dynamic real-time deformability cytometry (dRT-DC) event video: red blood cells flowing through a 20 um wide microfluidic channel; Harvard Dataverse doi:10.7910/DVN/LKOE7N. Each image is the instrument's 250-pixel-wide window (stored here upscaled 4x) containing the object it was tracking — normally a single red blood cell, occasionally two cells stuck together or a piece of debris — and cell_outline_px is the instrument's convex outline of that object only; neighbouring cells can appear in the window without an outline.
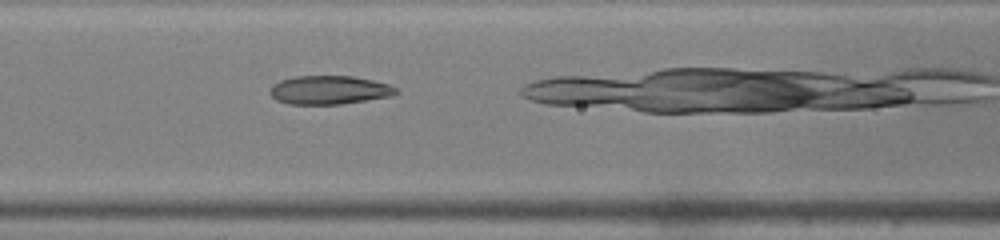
{"species": "common noctule bat (a hibernating species)", "species_latin": "Nyctalus noctula", "temperature_condition": "warm", "stored_images_in_passage": 34, "camera_frame_rate_fps": 3000, "um_per_image_px": 0.085, "animal": {"sex": "male", "body_mass_g": 19.0, "forearm_length_mm": 50.8}, "frame": {"image": 1, "passage_image": 17, "time_ms": 5.333, "image_size_px": [1000, 240], "cell_outline_px": [[396, 92], [392, 96], [340, 104], [288, 104], [276, 100], [268, 92], [272, 84], [280, 80], [296, 76], [352, 76], [372, 80], [388, 84], [396, 88]], "centroid_in_image_um": [27.93, 7.65], "position_along_channel_um": 138.7, "area_um2": 20.98}}
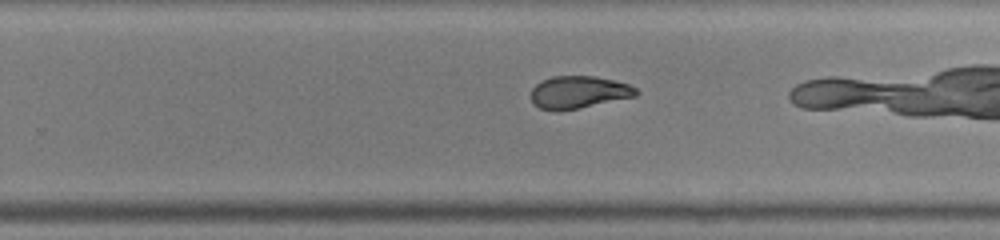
{"frame": {"image": 2, "passage_image": 27, "time_ms": 8.667, "image_size_px": [1000, 240], "cell_outline_px": [[640, 92], [636, 96], [580, 108], [540, 108], [532, 104], [532, 88], [540, 80], [552, 76], [596, 76], [628, 84], [636, 88]], "centroid_in_image_um": [49.21, 7.8], "position_along_channel_um": 280.6, "area_um2": 19.48}}
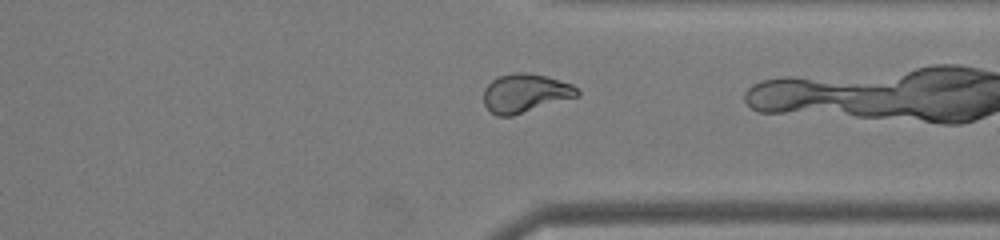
{"frame": {"image": 3, "passage_image": 33, "time_ms": 10.667, "image_size_px": [1000, 240], "cell_outline_px": [[580, 96], [512, 116], [496, 116], [484, 104], [484, 88], [492, 80], [500, 76], [512, 72], [524, 72], [548, 76], [572, 84], [580, 92]], "centroid_in_image_um": [44.66, 7.91], "position_along_channel_um": 366.7, "area_um2": 21.21}}